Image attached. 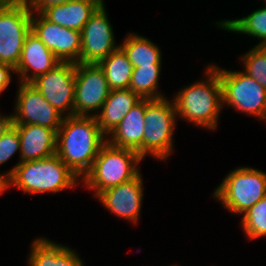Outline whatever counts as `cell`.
I'll return each mask as SVG.
<instances>
[{"instance_id":"obj_13","label":"cell","mask_w":266,"mask_h":266,"mask_svg":"<svg viewBox=\"0 0 266 266\" xmlns=\"http://www.w3.org/2000/svg\"><path fill=\"white\" fill-rule=\"evenodd\" d=\"M31 31L61 62L81 63L80 31L52 23L39 13H32Z\"/></svg>"},{"instance_id":"obj_27","label":"cell","mask_w":266,"mask_h":266,"mask_svg":"<svg viewBox=\"0 0 266 266\" xmlns=\"http://www.w3.org/2000/svg\"><path fill=\"white\" fill-rule=\"evenodd\" d=\"M20 138L17 129L12 126L0 138V165L7 162L17 151H20Z\"/></svg>"},{"instance_id":"obj_9","label":"cell","mask_w":266,"mask_h":266,"mask_svg":"<svg viewBox=\"0 0 266 266\" xmlns=\"http://www.w3.org/2000/svg\"><path fill=\"white\" fill-rule=\"evenodd\" d=\"M75 72L76 63L60 62L31 82L63 117L74 116Z\"/></svg>"},{"instance_id":"obj_1","label":"cell","mask_w":266,"mask_h":266,"mask_svg":"<svg viewBox=\"0 0 266 266\" xmlns=\"http://www.w3.org/2000/svg\"><path fill=\"white\" fill-rule=\"evenodd\" d=\"M106 141L95 116H66L57 131L56 154L82 180Z\"/></svg>"},{"instance_id":"obj_20","label":"cell","mask_w":266,"mask_h":266,"mask_svg":"<svg viewBox=\"0 0 266 266\" xmlns=\"http://www.w3.org/2000/svg\"><path fill=\"white\" fill-rule=\"evenodd\" d=\"M103 2V0L71 1L50 7L42 15L52 23L81 32L91 15Z\"/></svg>"},{"instance_id":"obj_16","label":"cell","mask_w":266,"mask_h":266,"mask_svg":"<svg viewBox=\"0 0 266 266\" xmlns=\"http://www.w3.org/2000/svg\"><path fill=\"white\" fill-rule=\"evenodd\" d=\"M20 138V162L51 157L56 154L57 133L48 127L23 124L13 125Z\"/></svg>"},{"instance_id":"obj_12","label":"cell","mask_w":266,"mask_h":266,"mask_svg":"<svg viewBox=\"0 0 266 266\" xmlns=\"http://www.w3.org/2000/svg\"><path fill=\"white\" fill-rule=\"evenodd\" d=\"M104 2L91 15L81 31V63L99 64L120 46L115 43L113 27Z\"/></svg>"},{"instance_id":"obj_7","label":"cell","mask_w":266,"mask_h":266,"mask_svg":"<svg viewBox=\"0 0 266 266\" xmlns=\"http://www.w3.org/2000/svg\"><path fill=\"white\" fill-rule=\"evenodd\" d=\"M32 12L26 0L0 3V62L17 67L26 36L31 32Z\"/></svg>"},{"instance_id":"obj_28","label":"cell","mask_w":266,"mask_h":266,"mask_svg":"<svg viewBox=\"0 0 266 266\" xmlns=\"http://www.w3.org/2000/svg\"><path fill=\"white\" fill-rule=\"evenodd\" d=\"M30 10L35 14H42L46 9L57 6L60 4H65L71 1H80V0H26Z\"/></svg>"},{"instance_id":"obj_21","label":"cell","mask_w":266,"mask_h":266,"mask_svg":"<svg viewBox=\"0 0 266 266\" xmlns=\"http://www.w3.org/2000/svg\"><path fill=\"white\" fill-rule=\"evenodd\" d=\"M119 46L127 55L133 68L162 66V55L159 47L141 35L129 33Z\"/></svg>"},{"instance_id":"obj_6","label":"cell","mask_w":266,"mask_h":266,"mask_svg":"<svg viewBox=\"0 0 266 266\" xmlns=\"http://www.w3.org/2000/svg\"><path fill=\"white\" fill-rule=\"evenodd\" d=\"M213 196L232 214L246 213L266 196V173L257 168L238 167L223 178Z\"/></svg>"},{"instance_id":"obj_26","label":"cell","mask_w":266,"mask_h":266,"mask_svg":"<svg viewBox=\"0 0 266 266\" xmlns=\"http://www.w3.org/2000/svg\"><path fill=\"white\" fill-rule=\"evenodd\" d=\"M241 58L243 72L266 89V46H254Z\"/></svg>"},{"instance_id":"obj_8","label":"cell","mask_w":266,"mask_h":266,"mask_svg":"<svg viewBox=\"0 0 266 266\" xmlns=\"http://www.w3.org/2000/svg\"><path fill=\"white\" fill-rule=\"evenodd\" d=\"M222 90V105L245 112L266 122V89L245 72L217 66Z\"/></svg>"},{"instance_id":"obj_25","label":"cell","mask_w":266,"mask_h":266,"mask_svg":"<svg viewBox=\"0 0 266 266\" xmlns=\"http://www.w3.org/2000/svg\"><path fill=\"white\" fill-rule=\"evenodd\" d=\"M241 227L250 240L266 236V196L243 214Z\"/></svg>"},{"instance_id":"obj_4","label":"cell","mask_w":266,"mask_h":266,"mask_svg":"<svg viewBox=\"0 0 266 266\" xmlns=\"http://www.w3.org/2000/svg\"><path fill=\"white\" fill-rule=\"evenodd\" d=\"M141 160L143 158L136 151L116 147L106 141L81 182L97 197L102 191L136 177L140 173L137 165Z\"/></svg>"},{"instance_id":"obj_17","label":"cell","mask_w":266,"mask_h":266,"mask_svg":"<svg viewBox=\"0 0 266 266\" xmlns=\"http://www.w3.org/2000/svg\"><path fill=\"white\" fill-rule=\"evenodd\" d=\"M145 99H141L107 136V141L116 147L136 151L143 158V135Z\"/></svg>"},{"instance_id":"obj_29","label":"cell","mask_w":266,"mask_h":266,"mask_svg":"<svg viewBox=\"0 0 266 266\" xmlns=\"http://www.w3.org/2000/svg\"><path fill=\"white\" fill-rule=\"evenodd\" d=\"M11 73L15 74V69L9 64L0 62V94L9 86Z\"/></svg>"},{"instance_id":"obj_5","label":"cell","mask_w":266,"mask_h":266,"mask_svg":"<svg viewBox=\"0 0 266 266\" xmlns=\"http://www.w3.org/2000/svg\"><path fill=\"white\" fill-rule=\"evenodd\" d=\"M145 128L143 135V158L166 160L173 152V134L177 113L173 100L166 97L145 99Z\"/></svg>"},{"instance_id":"obj_14","label":"cell","mask_w":266,"mask_h":266,"mask_svg":"<svg viewBox=\"0 0 266 266\" xmlns=\"http://www.w3.org/2000/svg\"><path fill=\"white\" fill-rule=\"evenodd\" d=\"M142 181L140 172L133 179L102 191L96 198L114 215L136 223L143 200Z\"/></svg>"},{"instance_id":"obj_30","label":"cell","mask_w":266,"mask_h":266,"mask_svg":"<svg viewBox=\"0 0 266 266\" xmlns=\"http://www.w3.org/2000/svg\"><path fill=\"white\" fill-rule=\"evenodd\" d=\"M13 126V115L0 114V138Z\"/></svg>"},{"instance_id":"obj_24","label":"cell","mask_w":266,"mask_h":266,"mask_svg":"<svg viewBox=\"0 0 266 266\" xmlns=\"http://www.w3.org/2000/svg\"><path fill=\"white\" fill-rule=\"evenodd\" d=\"M161 66H141L133 68L129 88L141 99L164 98L159 93L158 83ZM158 90V91H157Z\"/></svg>"},{"instance_id":"obj_15","label":"cell","mask_w":266,"mask_h":266,"mask_svg":"<svg viewBox=\"0 0 266 266\" xmlns=\"http://www.w3.org/2000/svg\"><path fill=\"white\" fill-rule=\"evenodd\" d=\"M60 62L54 53L31 31L24 41L15 73H18L20 77L19 82L31 83Z\"/></svg>"},{"instance_id":"obj_22","label":"cell","mask_w":266,"mask_h":266,"mask_svg":"<svg viewBox=\"0 0 266 266\" xmlns=\"http://www.w3.org/2000/svg\"><path fill=\"white\" fill-rule=\"evenodd\" d=\"M99 66L103 69L111 90L129 88L133 66L120 47L104 58Z\"/></svg>"},{"instance_id":"obj_10","label":"cell","mask_w":266,"mask_h":266,"mask_svg":"<svg viewBox=\"0 0 266 266\" xmlns=\"http://www.w3.org/2000/svg\"><path fill=\"white\" fill-rule=\"evenodd\" d=\"M110 91L99 64L76 63L74 116H94L93 111H100Z\"/></svg>"},{"instance_id":"obj_19","label":"cell","mask_w":266,"mask_h":266,"mask_svg":"<svg viewBox=\"0 0 266 266\" xmlns=\"http://www.w3.org/2000/svg\"><path fill=\"white\" fill-rule=\"evenodd\" d=\"M28 266H84L78 254L63 244L37 238L31 244Z\"/></svg>"},{"instance_id":"obj_23","label":"cell","mask_w":266,"mask_h":266,"mask_svg":"<svg viewBox=\"0 0 266 266\" xmlns=\"http://www.w3.org/2000/svg\"><path fill=\"white\" fill-rule=\"evenodd\" d=\"M216 24L223 30L259 38L260 43L255 46H266V6L251 12L246 17L221 20Z\"/></svg>"},{"instance_id":"obj_3","label":"cell","mask_w":266,"mask_h":266,"mask_svg":"<svg viewBox=\"0 0 266 266\" xmlns=\"http://www.w3.org/2000/svg\"><path fill=\"white\" fill-rule=\"evenodd\" d=\"M11 186L24 194L57 193L73 188L80 178L55 154L51 157L17 163L9 172Z\"/></svg>"},{"instance_id":"obj_31","label":"cell","mask_w":266,"mask_h":266,"mask_svg":"<svg viewBox=\"0 0 266 266\" xmlns=\"http://www.w3.org/2000/svg\"><path fill=\"white\" fill-rule=\"evenodd\" d=\"M10 187L9 176L5 174H0V195Z\"/></svg>"},{"instance_id":"obj_18","label":"cell","mask_w":266,"mask_h":266,"mask_svg":"<svg viewBox=\"0 0 266 266\" xmlns=\"http://www.w3.org/2000/svg\"><path fill=\"white\" fill-rule=\"evenodd\" d=\"M140 100L130 88L111 90L101 111L94 113L100 130L108 136Z\"/></svg>"},{"instance_id":"obj_11","label":"cell","mask_w":266,"mask_h":266,"mask_svg":"<svg viewBox=\"0 0 266 266\" xmlns=\"http://www.w3.org/2000/svg\"><path fill=\"white\" fill-rule=\"evenodd\" d=\"M17 90L13 125L32 124L48 127L56 133L64 117L31 84L20 82Z\"/></svg>"},{"instance_id":"obj_2","label":"cell","mask_w":266,"mask_h":266,"mask_svg":"<svg viewBox=\"0 0 266 266\" xmlns=\"http://www.w3.org/2000/svg\"><path fill=\"white\" fill-rule=\"evenodd\" d=\"M205 81L181 89L173 103L177 117L208 130L217 129V122L222 105V90L217 66L209 65L205 71Z\"/></svg>"}]
</instances>
